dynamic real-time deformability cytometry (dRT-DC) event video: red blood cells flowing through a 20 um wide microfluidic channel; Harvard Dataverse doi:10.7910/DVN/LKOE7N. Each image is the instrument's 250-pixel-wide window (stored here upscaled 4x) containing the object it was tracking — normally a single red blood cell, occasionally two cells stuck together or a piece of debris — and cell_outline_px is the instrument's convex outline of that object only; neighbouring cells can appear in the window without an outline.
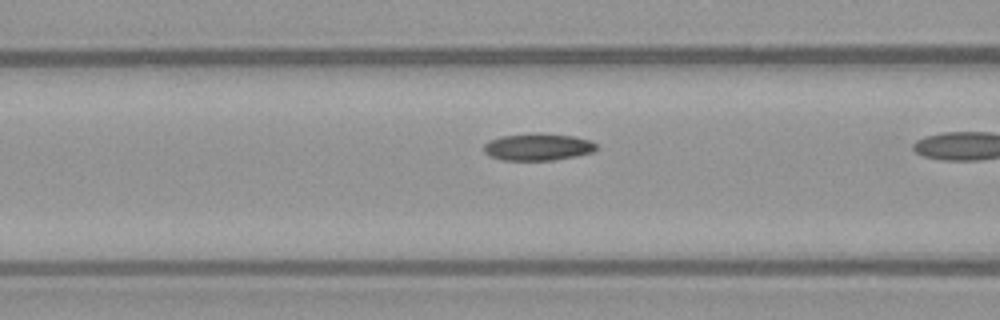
{"species": "common noctule bat (a hibernating species)", "species_latin": "Nyctalus noctula", "temperature_condition": "warm", "stored_images_in_passage": 26, "camera_frame_rate_fps": 3000, "um_per_image_px": 0.085, "animal": {"sex": "female", "body_mass_g": 21.9}, "frame": {"image": 1, "passage_image": 19, "time_ms": 6.0, "image_size_px": [1000, 320], "cell_outline_px": [[600, 148], [592, 152], [576, 156], [556, 160], [504, 160], [488, 156], [484, 152], [484, 144], [488, 140], [500, 136], [532, 132], [540, 132], [576, 136], [592, 140]], "centroid_in_image_um": [45.74, 12.47], "position_along_channel_um": 120.9, "area_um2": 18.32}}
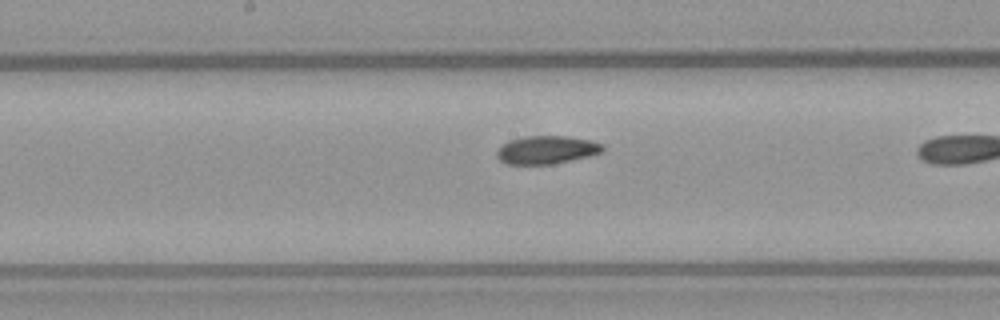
{"frame": {"image": 2, "passage_image": 25, "time_ms": 8.0, "image_size_px": [1000, 320], "cell_outline_px": [[604, 152], [572, 160], [552, 164], [504, 164], [496, 156], [496, 152], [500, 144], [524, 136], [568, 136], [592, 140], [604, 144]], "centroid_in_image_um": [46.47, 12.73], "position_along_channel_um": 201.7, "area_um2": 17.57}}